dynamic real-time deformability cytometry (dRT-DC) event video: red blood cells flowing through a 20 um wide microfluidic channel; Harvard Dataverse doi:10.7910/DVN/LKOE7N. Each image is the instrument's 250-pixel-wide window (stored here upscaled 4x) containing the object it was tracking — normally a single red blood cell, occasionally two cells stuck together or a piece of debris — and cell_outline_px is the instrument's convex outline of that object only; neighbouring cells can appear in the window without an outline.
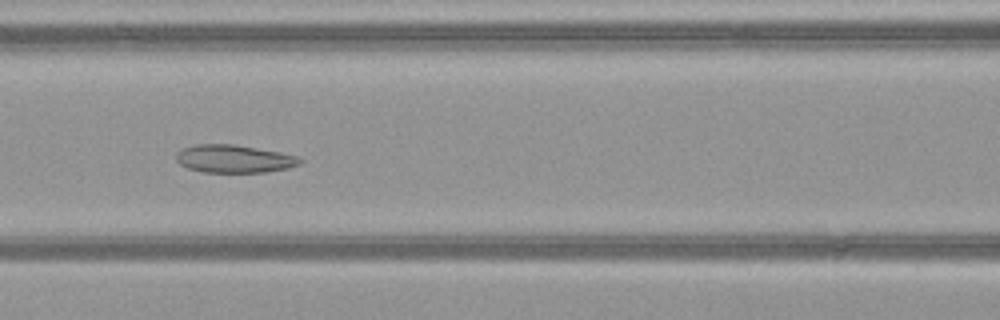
{"species": "common noctule bat (a hibernating species)", "species_latin": "Nyctalus noctula", "temperature_condition": "warm", "stored_images_in_passage": 51, "camera_frame_rate_fps": 3000, "um_per_image_px": 0.085, "animal": {"sex": "female", "body_mass_g": 21.9}, "frame": {"image": 1, "passage_image": 23, "time_ms": 7.333, "image_size_px": [1000, 320], "cell_outline_px": [[304, 160], [300, 164], [288, 168], [264, 172], [200, 172], [188, 168], [180, 164], [176, 160], [176, 152], [184, 148], [196, 144], [232, 144], [280, 152], [300, 156]], "centroid_in_image_um": [19.91, 13.5], "position_along_channel_um": 146.7, "area_um2": 20.17}}
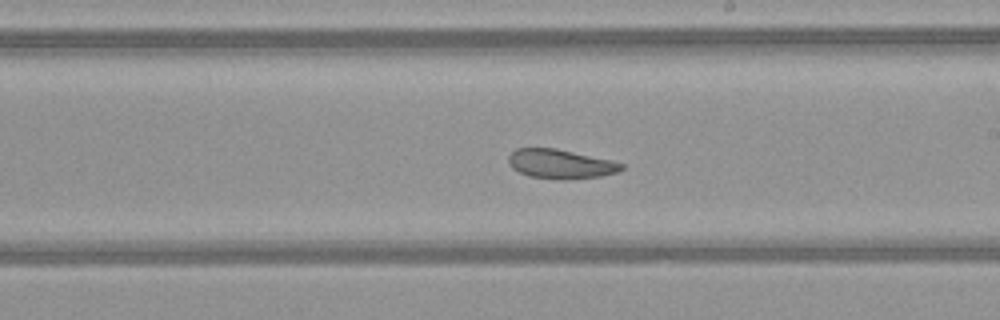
{"frame": {"image": 2, "passage_image": 30, "time_ms": 9.667, "image_size_px": [1000, 320], "cell_outline_px": [[624, 168], [620, 172], [600, 176], [564, 180], [560, 180], [528, 176], [512, 168], [508, 160], [508, 156], [516, 148], [556, 148], [612, 160], [624, 164]], "centroid_in_image_um": [47.67, 13.94], "position_along_channel_um": 241.3, "area_um2": 19.42}}
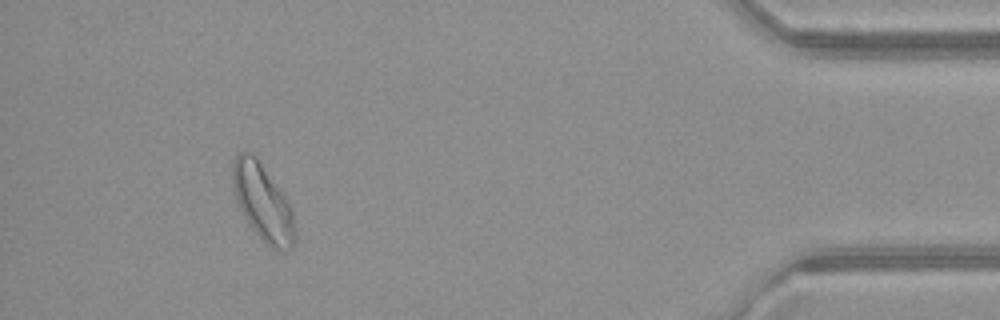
{"frame": {"image": 3, "passage_image": 47, "time_ms": 15.333, "image_size_px": [1000, 320], "cell_outline_px": [[296, 240], [292, 248], [272, 248], [252, 228], [244, 216], [236, 200], [232, 184], [232, 164], [236, 156], [240, 152], [252, 152], [284, 192], [292, 212], [296, 228]], "centroid_in_image_um": [22.35, 17.16], "position_along_channel_um": 412.9, "area_um2": 27.63}, "authors_computed_cell_mechanics": {"area_um2": 24.6806, "velocity_mm_per_s": 4.0594, "shape_relaxation_time_tau1_ms": null, "shape_relaxation_time_tau2_ms": 6.0486, "deformation_change_tau1": null, "deformation_change_tau2": 0.1436}}